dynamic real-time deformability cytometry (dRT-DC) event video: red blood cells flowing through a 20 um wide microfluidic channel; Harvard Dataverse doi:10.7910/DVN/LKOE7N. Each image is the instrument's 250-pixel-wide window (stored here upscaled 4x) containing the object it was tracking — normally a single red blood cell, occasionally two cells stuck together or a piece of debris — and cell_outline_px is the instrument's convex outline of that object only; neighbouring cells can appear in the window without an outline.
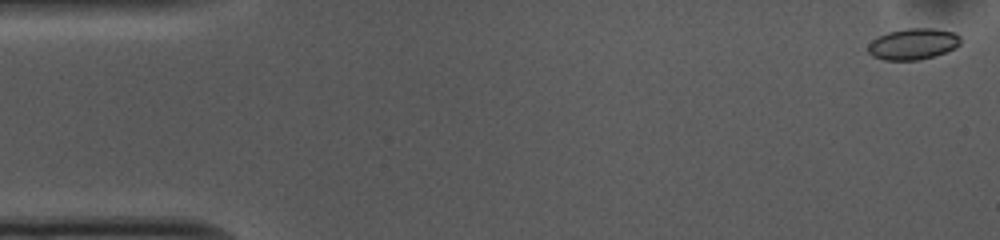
{"species": "common noctule bat (a hibernating species)", "species_latin": "Nyctalus noctula", "temperature_condition": "cold", "stored_images_in_passage": 53, "camera_frame_rate_fps": 3000, "um_per_image_px": 0.085, "animal": {"sex": "female", "body_mass_g": 10.0, "forearm_length_mm": 53.1}, "frame": {"image": 1, "passage_image": 1, "time_ms": 0.0, "image_size_px": [1000, 240], "cell_outline_px": [[960, 44], [956, 48], [920, 60], [884, 60], [872, 56], [868, 52], [868, 44], [876, 36], [888, 32], [908, 28], [932, 28], [956, 32], [960, 36]], "centroid_in_image_um": [77.6, 3.73], "position_along_channel_um": 7.4, "area_um2": 16.94}}
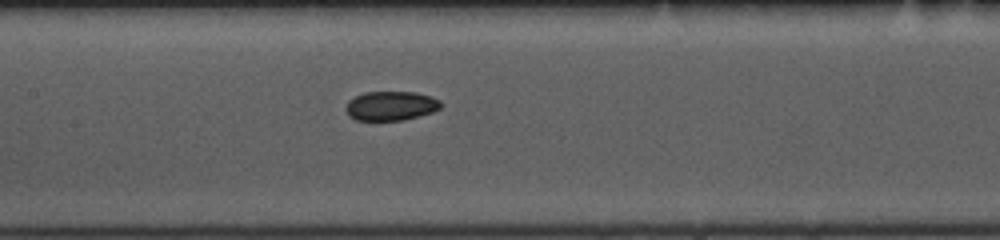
{"frame": {"image": 2, "passage_image": 24, "time_ms": 7.667, "image_size_px": [1000, 240], "cell_outline_px": [[444, 104], [440, 108], [432, 112], [404, 120], [356, 120], [348, 116], [344, 108], [348, 100], [364, 92], [416, 92], [440, 100]], "centroid_in_image_um": [33.2, 9.0], "position_along_channel_um": 174.2, "area_um2": 16.3}}
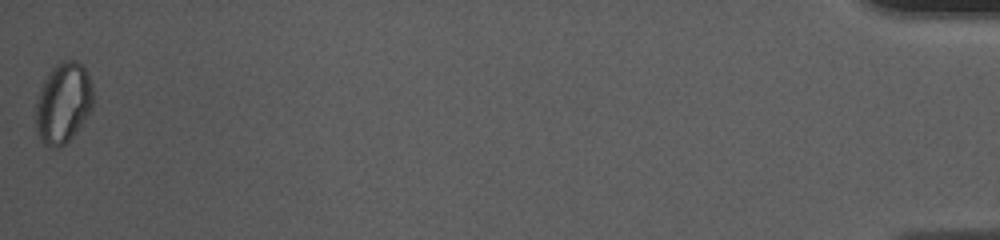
{"frame": {"image": 3, "passage_image": 53, "time_ms": 17.333, "image_size_px": [1000, 240], "cell_outline_px": [[92, 108], [72, 136], [60, 148], [48, 148], [40, 140], [36, 132], [36, 104], [40, 88], [44, 80], [52, 68], [56, 64], [64, 60], [76, 60], [84, 64], [92, 84]], "centroid_in_image_um": [5.36, 8.74], "position_along_channel_um": 429.8, "area_um2": 26.99}, "authors_computed_cell_mechanics": {"area_um2": 17.051, "velocity_mm_per_s": 3.6963, "shape_relaxation_time_tau1_ms": 4.468, "shape_relaxation_time_tau2_ms": 6.7862, "deformation_change_tau1": 0.0704, "deformation_change_tau2": 0.0692}}